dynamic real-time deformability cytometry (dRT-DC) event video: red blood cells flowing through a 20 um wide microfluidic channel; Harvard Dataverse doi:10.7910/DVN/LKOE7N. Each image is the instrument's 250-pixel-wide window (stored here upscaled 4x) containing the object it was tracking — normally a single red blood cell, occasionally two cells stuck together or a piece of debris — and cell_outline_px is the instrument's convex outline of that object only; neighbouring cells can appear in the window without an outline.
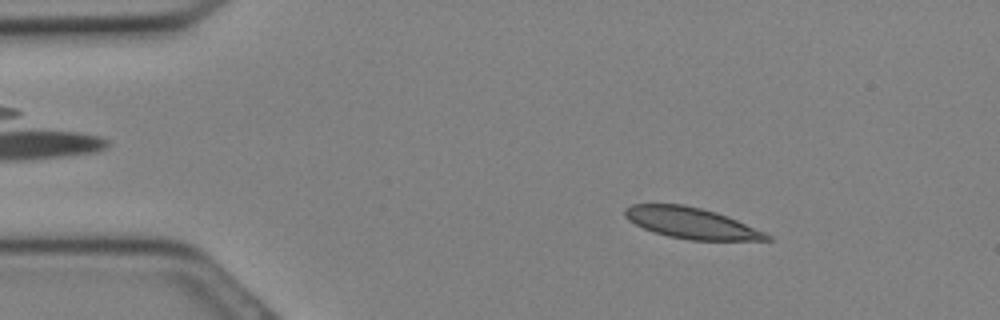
{"species": "Egyptian fruit bat (a non-hibernating species)", "species_latin": "Rousettus aegyptiacus", "temperature_condition": "cold", "stored_images_in_passage": 17, "camera_frame_rate_fps": 3000, "um_per_image_px": 0.085, "animal": {"sex": "female"}, "frame": {"image": 1, "passage_image": 5, "time_ms": 1.333, "image_size_px": [1000, 320], "cell_outline_px": [[772, 240], [692, 240], [668, 236], [644, 228], [628, 220], [624, 216], [624, 208], [632, 204], [684, 204], [716, 212], [728, 216], [764, 232], [772, 236]], "centroid_in_image_um": [58.75, 18.95], "position_along_channel_um": 26.2, "area_um2": 25.43}}
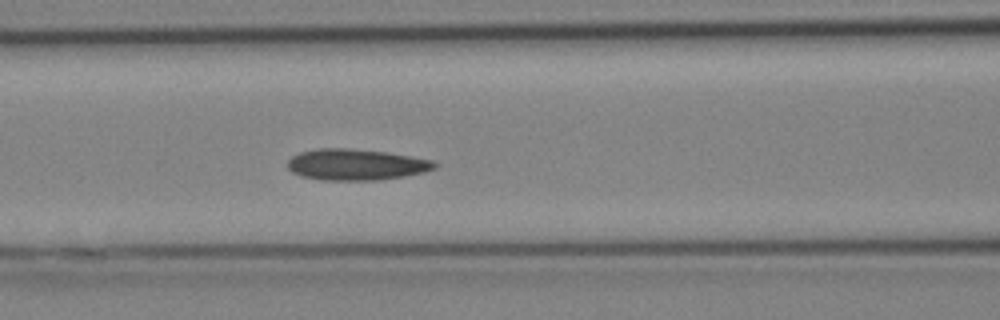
{"frame": {"image": 2, "passage_image": 13, "time_ms": 4.0, "image_size_px": [1000, 320], "cell_outline_px": [[440, 164], [436, 168], [424, 172], [404, 176], [376, 180], [320, 180], [300, 176], [292, 172], [288, 168], [288, 160], [292, 156], [300, 152], [320, 148], [348, 148], [384, 152], [432, 160]], "centroid_in_image_um": [30.25, 13.99], "position_along_channel_um": 136.4, "area_um2": 26.65}}
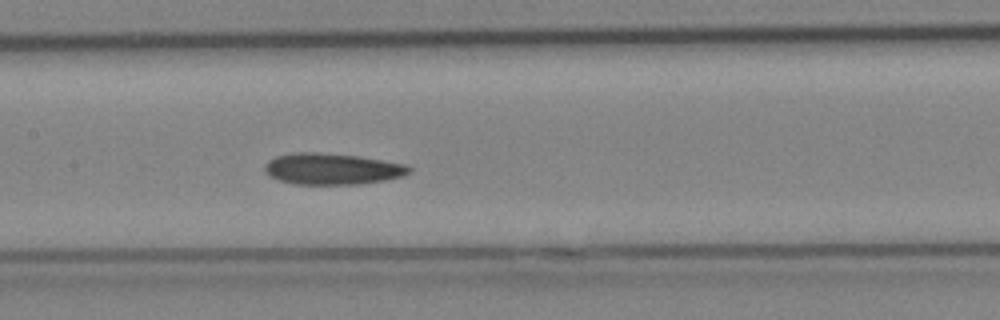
{"frame": {"image": 3, "passage_image": 15, "time_ms": 4.667, "image_size_px": [1000, 320], "cell_outline_px": [[412, 168], [408, 172], [400, 176], [384, 180], [360, 184], [296, 184], [280, 180], [268, 176], [264, 172], [264, 164], [268, 160], [276, 156], [292, 152], [316, 152], [356, 156], [404, 164]], "centroid_in_image_um": [28.14, 14.35], "position_along_channel_um": 179.3, "area_um2": 26.13}}